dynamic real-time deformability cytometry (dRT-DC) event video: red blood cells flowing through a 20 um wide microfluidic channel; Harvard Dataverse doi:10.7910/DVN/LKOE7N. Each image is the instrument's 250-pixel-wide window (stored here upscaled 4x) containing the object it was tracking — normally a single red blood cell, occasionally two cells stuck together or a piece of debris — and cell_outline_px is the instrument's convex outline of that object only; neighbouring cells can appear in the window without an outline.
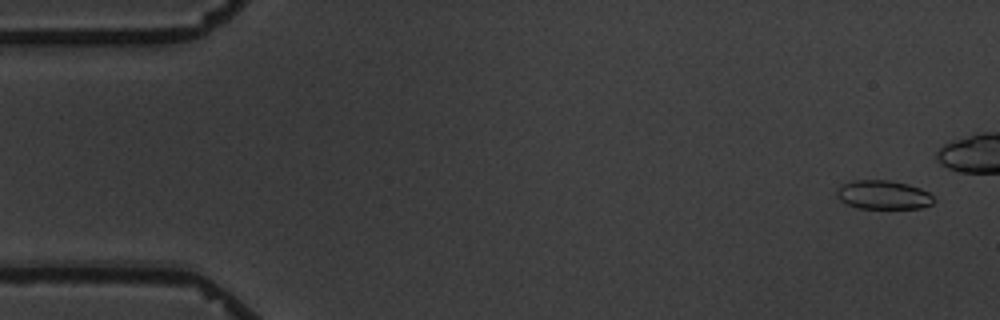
{"species": "common noctule bat (a hibernating species)", "species_latin": "Nyctalus noctula", "temperature_condition": "warm", "stored_images_in_passage": 6, "camera_frame_rate_fps": 3000, "um_per_image_px": 0.085, "animal": {"sex": "male", "body_mass_g": 19.5, "forearm_length_mm": 54.6}, "frame": {"image": 1, "passage_image": 1, "time_ms": 0.0, "image_size_px": [1000, 320], "cell_outline_px": [[936, 200], [932, 204], [920, 208], [856, 208], [840, 200], [836, 196], [836, 188], [840, 184], [852, 180], [888, 180], [908, 184], [920, 188], [928, 192]], "centroid_in_image_um": [75.04, 16.55], "position_along_channel_um": 10.0, "area_um2": 16.47}}